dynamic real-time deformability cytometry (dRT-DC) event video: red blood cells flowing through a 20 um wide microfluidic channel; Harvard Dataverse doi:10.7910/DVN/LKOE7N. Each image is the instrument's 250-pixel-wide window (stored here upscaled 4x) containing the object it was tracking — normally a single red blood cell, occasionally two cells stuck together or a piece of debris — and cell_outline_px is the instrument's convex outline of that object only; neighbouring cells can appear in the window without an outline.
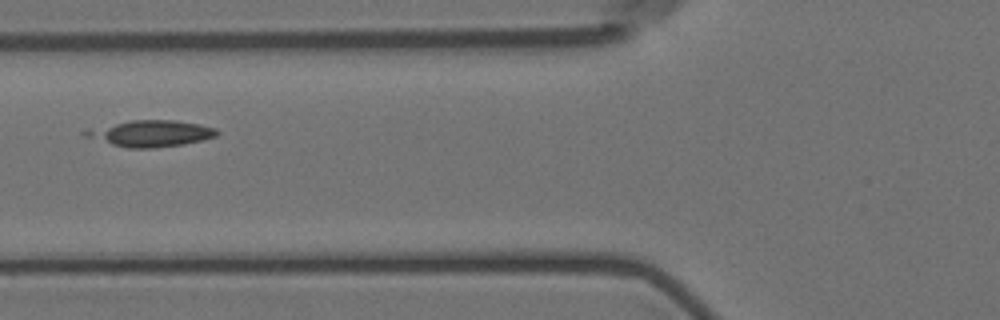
{"species": "Egyptian fruit bat (a non-hibernating species)", "species_latin": "Rousettus aegyptiacus", "temperature_condition": "room temperature", "stored_images_in_passage": 7, "camera_frame_rate_fps": 3000, "um_per_image_px": 0.085, "animal": {"sex": "female"}, "frame": {"image": 1, "passage_image": 2, "time_ms": 1.333, "image_size_px": [1000, 320], "cell_outline_px": [[220, 132], [216, 136], [204, 140], [184, 144], [152, 148], [128, 148], [112, 144], [100, 136], [100, 132], [116, 124], [132, 120], [176, 120], [200, 124], [216, 128]], "centroid_in_image_um": [13.32, 11.35], "position_along_channel_um": 112.5, "area_um2": 18.26}}
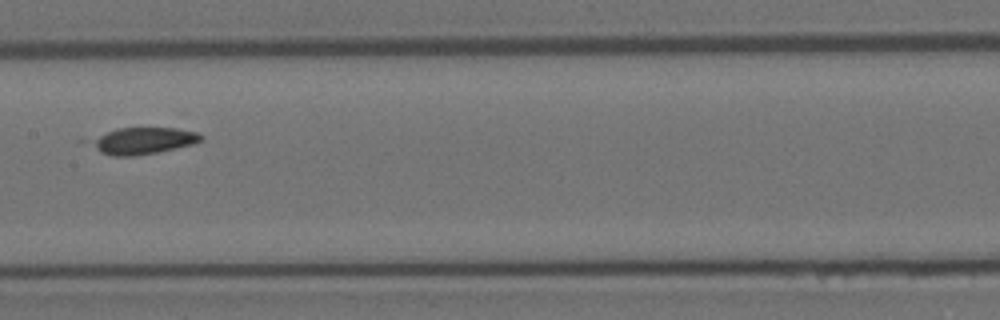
{"frame": {"image": 2, "passage_image": 4, "time_ms": 3.667, "image_size_px": [1000, 320], "cell_outline_px": [[204, 136], [200, 140], [192, 144], [156, 152], [132, 156], [112, 156], [100, 152], [76, 140], [80, 136], [116, 128], [176, 128], [196, 132]], "centroid_in_image_um": [11.79, 11.94], "position_along_channel_um": 195.6, "area_um2": 18.26}}
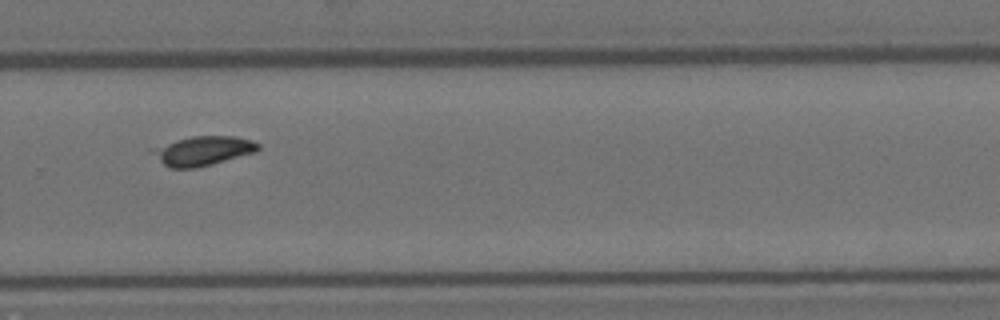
{"frame": {"image": 3, "passage_image": 7, "time_ms": 7.0, "image_size_px": [1000, 320], "cell_outline_px": [[260, 148], [256, 152], [212, 164], [196, 168], [172, 168], [164, 164], [148, 148], [176, 140], [192, 136], [236, 136], [252, 140], [260, 144]], "centroid_in_image_um": [17.27, 12.81], "position_along_channel_um": 312.5, "area_um2": 18.03}}